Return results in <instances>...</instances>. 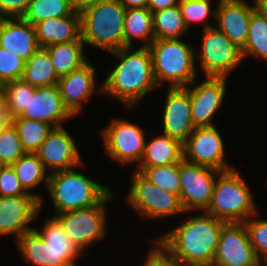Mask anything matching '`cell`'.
I'll return each instance as SVG.
<instances>
[{
    "instance_id": "6da1fadb",
    "label": "cell",
    "mask_w": 267,
    "mask_h": 266,
    "mask_svg": "<svg viewBox=\"0 0 267 266\" xmlns=\"http://www.w3.org/2000/svg\"><path fill=\"white\" fill-rule=\"evenodd\" d=\"M225 224L203 211L156 240L184 266H212Z\"/></svg>"
},
{
    "instance_id": "7a4b0ae2",
    "label": "cell",
    "mask_w": 267,
    "mask_h": 266,
    "mask_svg": "<svg viewBox=\"0 0 267 266\" xmlns=\"http://www.w3.org/2000/svg\"><path fill=\"white\" fill-rule=\"evenodd\" d=\"M123 47L111 53L120 61L107 76L105 82L99 88L101 94L107 93L131 108L148 92L158 87L152 66V57L148 47Z\"/></svg>"
},
{
    "instance_id": "3957f363",
    "label": "cell",
    "mask_w": 267,
    "mask_h": 266,
    "mask_svg": "<svg viewBox=\"0 0 267 266\" xmlns=\"http://www.w3.org/2000/svg\"><path fill=\"white\" fill-rule=\"evenodd\" d=\"M126 8L119 0H106L80 12L81 39L86 45L112 52L124 47Z\"/></svg>"
},
{
    "instance_id": "277c9868",
    "label": "cell",
    "mask_w": 267,
    "mask_h": 266,
    "mask_svg": "<svg viewBox=\"0 0 267 266\" xmlns=\"http://www.w3.org/2000/svg\"><path fill=\"white\" fill-rule=\"evenodd\" d=\"M153 74L159 86L187 87L196 80L195 50L181 38L154 39L148 46Z\"/></svg>"
},
{
    "instance_id": "5b68a950",
    "label": "cell",
    "mask_w": 267,
    "mask_h": 266,
    "mask_svg": "<svg viewBox=\"0 0 267 266\" xmlns=\"http://www.w3.org/2000/svg\"><path fill=\"white\" fill-rule=\"evenodd\" d=\"M46 190L55 214L98 205L112 191L75 168L50 173Z\"/></svg>"
},
{
    "instance_id": "8992f818",
    "label": "cell",
    "mask_w": 267,
    "mask_h": 266,
    "mask_svg": "<svg viewBox=\"0 0 267 266\" xmlns=\"http://www.w3.org/2000/svg\"><path fill=\"white\" fill-rule=\"evenodd\" d=\"M217 178L204 212L226 223H243L258 213L248 185L235 168L222 171Z\"/></svg>"
},
{
    "instance_id": "52a82bcc",
    "label": "cell",
    "mask_w": 267,
    "mask_h": 266,
    "mask_svg": "<svg viewBox=\"0 0 267 266\" xmlns=\"http://www.w3.org/2000/svg\"><path fill=\"white\" fill-rule=\"evenodd\" d=\"M113 196L111 191L98 205L55 215L69 239L82 253L97 240L105 238L108 220L105 205Z\"/></svg>"
},
{
    "instance_id": "ba28073f",
    "label": "cell",
    "mask_w": 267,
    "mask_h": 266,
    "mask_svg": "<svg viewBox=\"0 0 267 266\" xmlns=\"http://www.w3.org/2000/svg\"><path fill=\"white\" fill-rule=\"evenodd\" d=\"M127 200L138 213L146 218L160 219L186 213L180 197L168 192L134 171Z\"/></svg>"
},
{
    "instance_id": "9c48e42d",
    "label": "cell",
    "mask_w": 267,
    "mask_h": 266,
    "mask_svg": "<svg viewBox=\"0 0 267 266\" xmlns=\"http://www.w3.org/2000/svg\"><path fill=\"white\" fill-rule=\"evenodd\" d=\"M202 47L195 51L205 77L227 78L241 63V49L216 27L203 29ZM198 51V53H197Z\"/></svg>"
},
{
    "instance_id": "30bf717a",
    "label": "cell",
    "mask_w": 267,
    "mask_h": 266,
    "mask_svg": "<svg viewBox=\"0 0 267 266\" xmlns=\"http://www.w3.org/2000/svg\"><path fill=\"white\" fill-rule=\"evenodd\" d=\"M222 171L182 159L179 162L180 201L186 213L205 211L211 201L214 184Z\"/></svg>"
},
{
    "instance_id": "8fae6325",
    "label": "cell",
    "mask_w": 267,
    "mask_h": 266,
    "mask_svg": "<svg viewBox=\"0 0 267 266\" xmlns=\"http://www.w3.org/2000/svg\"><path fill=\"white\" fill-rule=\"evenodd\" d=\"M105 152L123 165L132 162L140 163L145 147V130L137 123L125 119H112L102 130Z\"/></svg>"
},
{
    "instance_id": "7c38bea8",
    "label": "cell",
    "mask_w": 267,
    "mask_h": 266,
    "mask_svg": "<svg viewBox=\"0 0 267 266\" xmlns=\"http://www.w3.org/2000/svg\"><path fill=\"white\" fill-rule=\"evenodd\" d=\"M224 144L216 126L196 127L183 143V159L218 171H227L230 166L224 158Z\"/></svg>"
},
{
    "instance_id": "4fadbf2b",
    "label": "cell",
    "mask_w": 267,
    "mask_h": 266,
    "mask_svg": "<svg viewBox=\"0 0 267 266\" xmlns=\"http://www.w3.org/2000/svg\"><path fill=\"white\" fill-rule=\"evenodd\" d=\"M243 223H226L222 229L212 266H259Z\"/></svg>"
},
{
    "instance_id": "5bb4252c",
    "label": "cell",
    "mask_w": 267,
    "mask_h": 266,
    "mask_svg": "<svg viewBox=\"0 0 267 266\" xmlns=\"http://www.w3.org/2000/svg\"><path fill=\"white\" fill-rule=\"evenodd\" d=\"M45 170L50 173L83 165L76 142L64 127L53 128L35 152Z\"/></svg>"
},
{
    "instance_id": "9a60e30c",
    "label": "cell",
    "mask_w": 267,
    "mask_h": 266,
    "mask_svg": "<svg viewBox=\"0 0 267 266\" xmlns=\"http://www.w3.org/2000/svg\"><path fill=\"white\" fill-rule=\"evenodd\" d=\"M226 80V78L205 77V80L196 86H193L195 80L192 85L186 87L190 92L191 118L195 128L215 126L212 117L224 101Z\"/></svg>"
},
{
    "instance_id": "2e32d148",
    "label": "cell",
    "mask_w": 267,
    "mask_h": 266,
    "mask_svg": "<svg viewBox=\"0 0 267 266\" xmlns=\"http://www.w3.org/2000/svg\"><path fill=\"white\" fill-rule=\"evenodd\" d=\"M41 209L37 196H0V236L13 235L17 240L23 233L34 230L30 222Z\"/></svg>"
},
{
    "instance_id": "e0dca14e",
    "label": "cell",
    "mask_w": 267,
    "mask_h": 266,
    "mask_svg": "<svg viewBox=\"0 0 267 266\" xmlns=\"http://www.w3.org/2000/svg\"><path fill=\"white\" fill-rule=\"evenodd\" d=\"M163 111V133L182 144L195 130L190 92L186 87L168 88Z\"/></svg>"
},
{
    "instance_id": "ac0fdd59",
    "label": "cell",
    "mask_w": 267,
    "mask_h": 266,
    "mask_svg": "<svg viewBox=\"0 0 267 266\" xmlns=\"http://www.w3.org/2000/svg\"><path fill=\"white\" fill-rule=\"evenodd\" d=\"M15 244L25 262L33 266H76V259L83 254L80 250L52 249L35 229L23 233Z\"/></svg>"
},
{
    "instance_id": "d6986e66",
    "label": "cell",
    "mask_w": 267,
    "mask_h": 266,
    "mask_svg": "<svg viewBox=\"0 0 267 266\" xmlns=\"http://www.w3.org/2000/svg\"><path fill=\"white\" fill-rule=\"evenodd\" d=\"M215 21L217 29L242 49L248 37L252 13L256 10L244 0H222L217 3Z\"/></svg>"
},
{
    "instance_id": "ffe728a7",
    "label": "cell",
    "mask_w": 267,
    "mask_h": 266,
    "mask_svg": "<svg viewBox=\"0 0 267 266\" xmlns=\"http://www.w3.org/2000/svg\"><path fill=\"white\" fill-rule=\"evenodd\" d=\"M18 116L45 122L54 128L62 127L65 120L73 117L63 105L58 85L36 88Z\"/></svg>"
},
{
    "instance_id": "44dd1931",
    "label": "cell",
    "mask_w": 267,
    "mask_h": 266,
    "mask_svg": "<svg viewBox=\"0 0 267 266\" xmlns=\"http://www.w3.org/2000/svg\"><path fill=\"white\" fill-rule=\"evenodd\" d=\"M96 69L89 60L80 68L59 78L58 87L63 105L72 116H77L82 105L96 91Z\"/></svg>"
},
{
    "instance_id": "7402d4cb",
    "label": "cell",
    "mask_w": 267,
    "mask_h": 266,
    "mask_svg": "<svg viewBox=\"0 0 267 266\" xmlns=\"http://www.w3.org/2000/svg\"><path fill=\"white\" fill-rule=\"evenodd\" d=\"M0 47L26 62L40 48L34 25L21 17L0 18Z\"/></svg>"
},
{
    "instance_id": "603a6c76",
    "label": "cell",
    "mask_w": 267,
    "mask_h": 266,
    "mask_svg": "<svg viewBox=\"0 0 267 266\" xmlns=\"http://www.w3.org/2000/svg\"><path fill=\"white\" fill-rule=\"evenodd\" d=\"M40 47L72 42L81 38V16L75 10L71 15L49 18L34 25Z\"/></svg>"
},
{
    "instance_id": "cb8c5ba5",
    "label": "cell",
    "mask_w": 267,
    "mask_h": 266,
    "mask_svg": "<svg viewBox=\"0 0 267 266\" xmlns=\"http://www.w3.org/2000/svg\"><path fill=\"white\" fill-rule=\"evenodd\" d=\"M183 159V144L166 134L145 141L144 154L139 167L165 166L179 163Z\"/></svg>"
},
{
    "instance_id": "d4e9b609",
    "label": "cell",
    "mask_w": 267,
    "mask_h": 266,
    "mask_svg": "<svg viewBox=\"0 0 267 266\" xmlns=\"http://www.w3.org/2000/svg\"><path fill=\"white\" fill-rule=\"evenodd\" d=\"M85 43L80 38L72 42L54 44L46 47L55 72L60 78L80 68L89 59L84 55Z\"/></svg>"
},
{
    "instance_id": "484cf974",
    "label": "cell",
    "mask_w": 267,
    "mask_h": 266,
    "mask_svg": "<svg viewBox=\"0 0 267 266\" xmlns=\"http://www.w3.org/2000/svg\"><path fill=\"white\" fill-rule=\"evenodd\" d=\"M21 79L35 88L58 85L59 77L46 48L40 47L25 62Z\"/></svg>"
},
{
    "instance_id": "4316f807",
    "label": "cell",
    "mask_w": 267,
    "mask_h": 266,
    "mask_svg": "<svg viewBox=\"0 0 267 266\" xmlns=\"http://www.w3.org/2000/svg\"><path fill=\"white\" fill-rule=\"evenodd\" d=\"M133 38L145 40L142 47H148L155 39L152 12L148 8L126 9L124 20V47H133Z\"/></svg>"
},
{
    "instance_id": "83f0119b",
    "label": "cell",
    "mask_w": 267,
    "mask_h": 266,
    "mask_svg": "<svg viewBox=\"0 0 267 266\" xmlns=\"http://www.w3.org/2000/svg\"><path fill=\"white\" fill-rule=\"evenodd\" d=\"M152 24L155 39L181 38L189 31L179 5L153 12Z\"/></svg>"
},
{
    "instance_id": "f1b7e54d",
    "label": "cell",
    "mask_w": 267,
    "mask_h": 266,
    "mask_svg": "<svg viewBox=\"0 0 267 266\" xmlns=\"http://www.w3.org/2000/svg\"><path fill=\"white\" fill-rule=\"evenodd\" d=\"M23 188L29 190L44 184L47 189L49 173L35 153H26L11 165Z\"/></svg>"
},
{
    "instance_id": "f546056e",
    "label": "cell",
    "mask_w": 267,
    "mask_h": 266,
    "mask_svg": "<svg viewBox=\"0 0 267 266\" xmlns=\"http://www.w3.org/2000/svg\"><path fill=\"white\" fill-rule=\"evenodd\" d=\"M74 11L73 0H31L21 18L35 25L49 18L71 15Z\"/></svg>"
},
{
    "instance_id": "4dcf8cb0",
    "label": "cell",
    "mask_w": 267,
    "mask_h": 266,
    "mask_svg": "<svg viewBox=\"0 0 267 266\" xmlns=\"http://www.w3.org/2000/svg\"><path fill=\"white\" fill-rule=\"evenodd\" d=\"M242 59L247 56L267 61V13L255 10L252 13L247 42L241 49Z\"/></svg>"
},
{
    "instance_id": "1f68e13d",
    "label": "cell",
    "mask_w": 267,
    "mask_h": 266,
    "mask_svg": "<svg viewBox=\"0 0 267 266\" xmlns=\"http://www.w3.org/2000/svg\"><path fill=\"white\" fill-rule=\"evenodd\" d=\"M13 126L26 153H35L54 128L45 122L19 116L13 117Z\"/></svg>"
},
{
    "instance_id": "d6a6232c",
    "label": "cell",
    "mask_w": 267,
    "mask_h": 266,
    "mask_svg": "<svg viewBox=\"0 0 267 266\" xmlns=\"http://www.w3.org/2000/svg\"><path fill=\"white\" fill-rule=\"evenodd\" d=\"M136 170L156 186L179 195V163L165 166L139 167Z\"/></svg>"
},
{
    "instance_id": "836d02e7",
    "label": "cell",
    "mask_w": 267,
    "mask_h": 266,
    "mask_svg": "<svg viewBox=\"0 0 267 266\" xmlns=\"http://www.w3.org/2000/svg\"><path fill=\"white\" fill-rule=\"evenodd\" d=\"M35 89L22 79H16L1 86V95L5 98L13 117L18 116L25 109Z\"/></svg>"
},
{
    "instance_id": "e575fe53",
    "label": "cell",
    "mask_w": 267,
    "mask_h": 266,
    "mask_svg": "<svg viewBox=\"0 0 267 266\" xmlns=\"http://www.w3.org/2000/svg\"><path fill=\"white\" fill-rule=\"evenodd\" d=\"M211 1L208 0H180L179 7L184 19L185 25L188 30L192 23H202L204 24L203 29L212 27L211 23L207 22L209 16L213 15L215 20V10H211Z\"/></svg>"
},
{
    "instance_id": "d590c367",
    "label": "cell",
    "mask_w": 267,
    "mask_h": 266,
    "mask_svg": "<svg viewBox=\"0 0 267 266\" xmlns=\"http://www.w3.org/2000/svg\"><path fill=\"white\" fill-rule=\"evenodd\" d=\"M26 154L21 140L13 124L0 130V163L13 165L20 157Z\"/></svg>"
},
{
    "instance_id": "8d00e7d4",
    "label": "cell",
    "mask_w": 267,
    "mask_h": 266,
    "mask_svg": "<svg viewBox=\"0 0 267 266\" xmlns=\"http://www.w3.org/2000/svg\"><path fill=\"white\" fill-rule=\"evenodd\" d=\"M46 224L42 230H35L54 250H79L76 245L69 239L59 220L53 216L46 219Z\"/></svg>"
},
{
    "instance_id": "74e56055",
    "label": "cell",
    "mask_w": 267,
    "mask_h": 266,
    "mask_svg": "<svg viewBox=\"0 0 267 266\" xmlns=\"http://www.w3.org/2000/svg\"><path fill=\"white\" fill-rule=\"evenodd\" d=\"M252 215L243 222L249 240L259 260L267 258V219L258 220ZM254 218V219H253Z\"/></svg>"
},
{
    "instance_id": "f35d334b",
    "label": "cell",
    "mask_w": 267,
    "mask_h": 266,
    "mask_svg": "<svg viewBox=\"0 0 267 266\" xmlns=\"http://www.w3.org/2000/svg\"><path fill=\"white\" fill-rule=\"evenodd\" d=\"M25 61L0 47V85L21 79Z\"/></svg>"
},
{
    "instance_id": "ab89813d",
    "label": "cell",
    "mask_w": 267,
    "mask_h": 266,
    "mask_svg": "<svg viewBox=\"0 0 267 266\" xmlns=\"http://www.w3.org/2000/svg\"><path fill=\"white\" fill-rule=\"evenodd\" d=\"M0 196H37L41 200L42 207V197L37 193H28L10 165H5L0 174Z\"/></svg>"
},
{
    "instance_id": "60d3db41",
    "label": "cell",
    "mask_w": 267,
    "mask_h": 266,
    "mask_svg": "<svg viewBox=\"0 0 267 266\" xmlns=\"http://www.w3.org/2000/svg\"><path fill=\"white\" fill-rule=\"evenodd\" d=\"M156 246L149 250L143 266H184L173 257L157 240Z\"/></svg>"
},
{
    "instance_id": "b9f144b4",
    "label": "cell",
    "mask_w": 267,
    "mask_h": 266,
    "mask_svg": "<svg viewBox=\"0 0 267 266\" xmlns=\"http://www.w3.org/2000/svg\"><path fill=\"white\" fill-rule=\"evenodd\" d=\"M31 0H0V18L22 17Z\"/></svg>"
},
{
    "instance_id": "7bdbcfd3",
    "label": "cell",
    "mask_w": 267,
    "mask_h": 266,
    "mask_svg": "<svg viewBox=\"0 0 267 266\" xmlns=\"http://www.w3.org/2000/svg\"><path fill=\"white\" fill-rule=\"evenodd\" d=\"M13 124V116L7 106L5 98L0 96V130L10 127Z\"/></svg>"
},
{
    "instance_id": "ee69618b",
    "label": "cell",
    "mask_w": 267,
    "mask_h": 266,
    "mask_svg": "<svg viewBox=\"0 0 267 266\" xmlns=\"http://www.w3.org/2000/svg\"><path fill=\"white\" fill-rule=\"evenodd\" d=\"M180 0H148L147 8L153 13L158 10L179 5Z\"/></svg>"
},
{
    "instance_id": "f6af8a7d",
    "label": "cell",
    "mask_w": 267,
    "mask_h": 266,
    "mask_svg": "<svg viewBox=\"0 0 267 266\" xmlns=\"http://www.w3.org/2000/svg\"><path fill=\"white\" fill-rule=\"evenodd\" d=\"M106 0H73V4L75 7V10L78 12H81L82 10L86 9L87 7H90L95 4H99L101 2H104Z\"/></svg>"
},
{
    "instance_id": "bcb514c9",
    "label": "cell",
    "mask_w": 267,
    "mask_h": 266,
    "mask_svg": "<svg viewBox=\"0 0 267 266\" xmlns=\"http://www.w3.org/2000/svg\"><path fill=\"white\" fill-rule=\"evenodd\" d=\"M120 3L126 8H147L148 0H119Z\"/></svg>"
},
{
    "instance_id": "7dc6e473",
    "label": "cell",
    "mask_w": 267,
    "mask_h": 266,
    "mask_svg": "<svg viewBox=\"0 0 267 266\" xmlns=\"http://www.w3.org/2000/svg\"><path fill=\"white\" fill-rule=\"evenodd\" d=\"M254 7L257 11L267 13V0H254Z\"/></svg>"
},
{
    "instance_id": "c3c4849f",
    "label": "cell",
    "mask_w": 267,
    "mask_h": 266,
    "mask_svg": "<svg viewBox=\"0 0 267 266\" xmlns=\"http://www.w3.org/2000/svg\"><path fill=\"white\" fill-rule=\"evenodd\" d=\"M265 263V264H264ZM259 266H267V258L261 259L260 260V265Z\"/></svg>"
},
{
    "instance_id": "681fc988",
    "label": "cell",
    "mask_w": 267,
    "mask_h": 266,
    "mask_svg": "<svg viewBox=\"0 0 267 266\" xmlns=\"http://www.w3.org/2000/svg\"><path fill=\"white\" fill-rule=\"evenodd\" d=\"M4 166L5 165H3V164L0 163V174H1V171H2V169H3Z\"/></svg>"
}]
</instances>
